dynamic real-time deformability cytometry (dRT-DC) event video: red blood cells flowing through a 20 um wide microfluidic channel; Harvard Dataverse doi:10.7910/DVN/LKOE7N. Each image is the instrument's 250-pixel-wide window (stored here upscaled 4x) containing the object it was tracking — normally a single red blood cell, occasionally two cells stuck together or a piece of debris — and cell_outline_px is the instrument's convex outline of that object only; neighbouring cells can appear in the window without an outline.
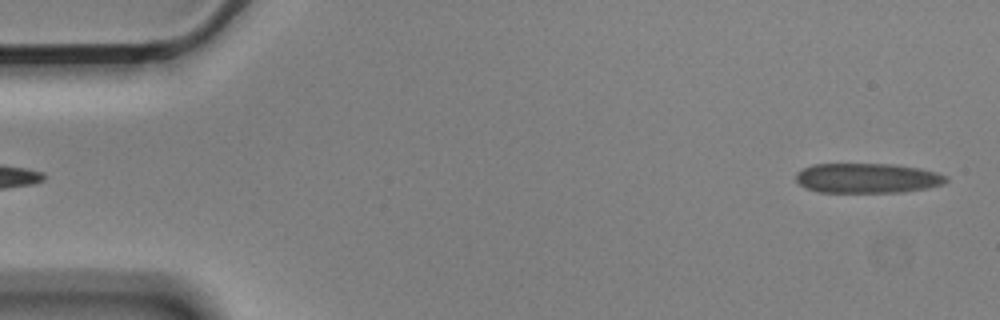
{"species": "Egyptian fruit bat (a non-hibernating species)", "species_latin": "Rousettus aegyptiacus", "temperature_condition": "cold", "stored_images_in_passage": 13, "camera_frame_rate_fps": 3000, "um_per_image_px": 0.085, "animal": {"sex": "male"}, "frame": {"image": 1, "passage_image": 1, "time_ms": 0.0, "image_size_px": [1000, 320], "cell_outline_px": [[948, 180], [944, 184], [928, 188], [904, 192], [820, 192], [804, 188], [796, 180], [796, 172], [812, 164], [892, 164], [920, 168], [936, 172], [948, 176]], "centroid_in_image_um": [73.74, 15.14], "position_along_channel_um": 11.3, "area_um2": 26.3}}